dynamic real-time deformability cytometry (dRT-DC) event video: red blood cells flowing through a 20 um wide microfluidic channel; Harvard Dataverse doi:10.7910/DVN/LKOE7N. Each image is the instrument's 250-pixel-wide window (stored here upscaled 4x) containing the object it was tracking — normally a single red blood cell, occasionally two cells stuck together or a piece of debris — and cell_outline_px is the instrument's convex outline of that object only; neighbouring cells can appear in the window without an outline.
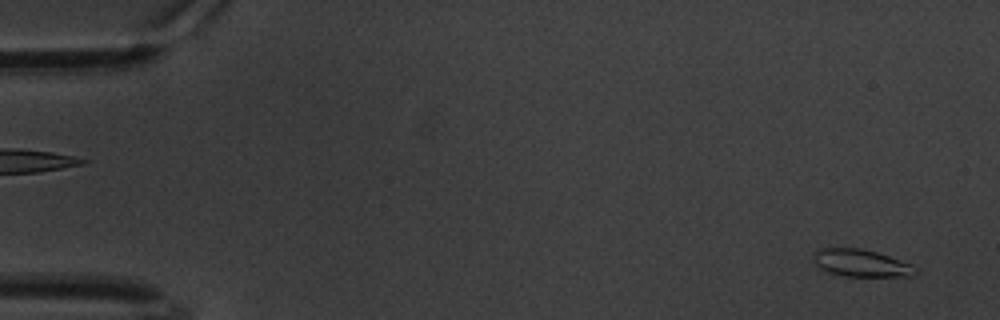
{"species": "common noctule bat (a hibernating species)", "species_latin": "Nyctalus noctula", "temperature_condition": "warm", "stored_images_in_passage": 13, "camera_frame_rate_fps": 3000, "um_per_image_px": 0.085, "animal": {"sex": "male", "body_mass_g": 20.1, "forearm_length_mm": 53.5}, "frame": {"image": 1, "passage_image": 3, "time_ms": 0.667, "image_size_px": [1000, 320], "cell_outline_px": [[916, 276], [844, 276], [828, 272], [820, 268], [816, 264], [812, 256], [820, 248], [860, 248], [876, 252], [912, 264], [916, 268]], "centroid_in_image_um": [73.2, 22.36], "position_along_channel_um": 11.8, "area_um2": 16.13}}